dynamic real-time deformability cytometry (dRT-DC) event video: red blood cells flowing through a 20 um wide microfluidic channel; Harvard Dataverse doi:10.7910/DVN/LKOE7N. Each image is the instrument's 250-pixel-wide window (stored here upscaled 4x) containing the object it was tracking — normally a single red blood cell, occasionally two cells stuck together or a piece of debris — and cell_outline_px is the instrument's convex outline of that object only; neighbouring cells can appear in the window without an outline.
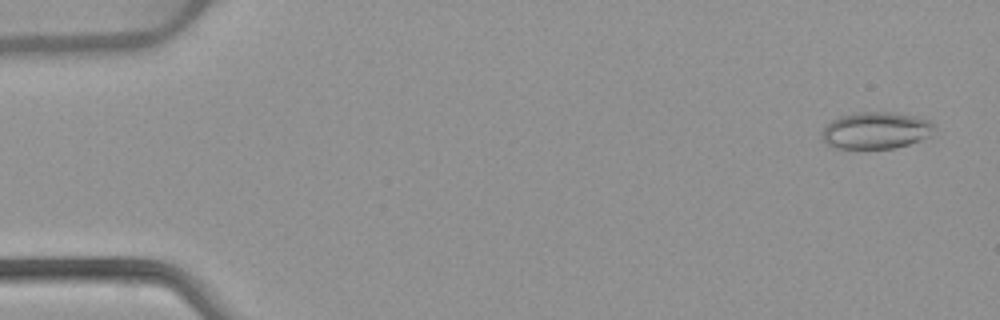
{"species": "common noctule bat (a hibernating species)", "species_latin": "Nyctalus noctula", "temperature_condition": "warm", "stored_images_in_passage": 7, "camera_frame_rate_fps": 3000, "um_per_image_px": 0.085, "animal": {"sex": "female", "body_mass_g": 22.7, "forearm_length_mm": 54.2}, "frame": {"image": 1, "passage_image": 3, "time_ms": 0.667, "image_size_px": [1000, 320], "cell_outline_px": [[936, 128], [928, 136], [920, 140], [896, 148], [832, 148], [824, 140], [820, 132], [832, 120], [840, 116], [856, 112], [888, 112], [912, 116], [928, 120]], "centroid_in_image_um": [74.42, 11.09], "position_along_channel_um": 10.6, "area_um2": 23.87}}